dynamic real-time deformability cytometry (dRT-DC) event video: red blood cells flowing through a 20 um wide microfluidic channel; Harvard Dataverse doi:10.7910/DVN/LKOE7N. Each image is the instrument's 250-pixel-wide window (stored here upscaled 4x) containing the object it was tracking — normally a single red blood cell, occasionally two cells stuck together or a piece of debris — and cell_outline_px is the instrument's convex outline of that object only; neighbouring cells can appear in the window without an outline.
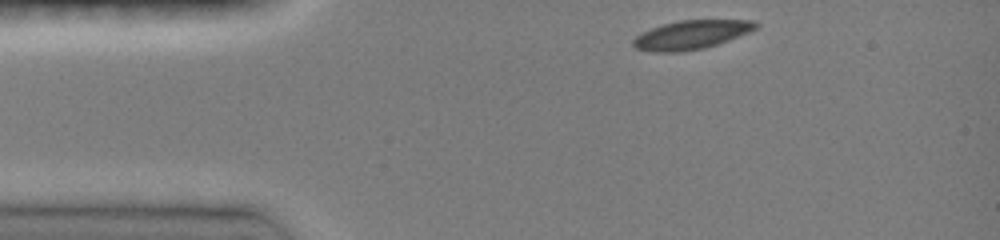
{"species": "common noctule bat (a hibernating species)", "species_latin": "Nyctalus noctula", "temperature_condition": "room temperature", "stored_images_in_passage": 6, "camera_frame_rate_fps": 3000, "um_per_image_px": 0.085, "animal": {"sex": "female", "body_mass_g": 19.0, "forearm_length_mm": 51.5}, "frame": {"image": 1, "passage_image": 1, "time_ms": 0.0, "image_size_px": [1000, 240], "cell_outline_px": [[760, 24], [756, 28], [748, 32], [728, 40], [704, 48], [684, 52], [648, 52], [636, 48], [632, 44], [632, 40], [640, 32], [664, 24], [680, 20], [756, 20]], "centroid_in_image_um": [58.73, 2.96], "position_along_channel_um": 26.3, "area_um2": 20.63}}
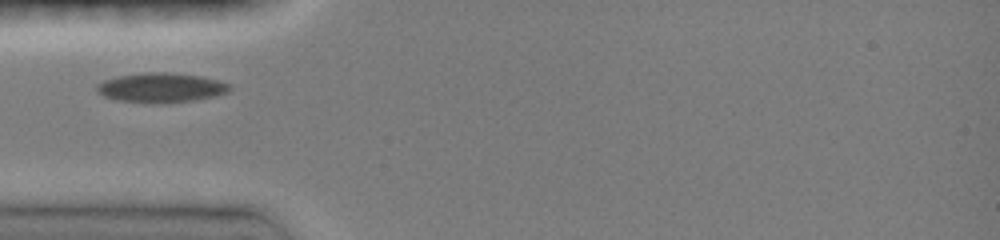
{"frame": {"image": 2, "passage_image": 5, "time_ms": 2.333, "image_size_px": [1000, 240], "cell_outline_px": [[232, 88], [228, 92], [216, 96], [192, 100], [160, 104], [116, 100], [104, 96], [96, 92], [96, 84], [104, 80], [116, 76], [144, 72], [168, 72], [200, 76], [216, 80], [228, 84]], "centroid_in_image_um": [13.64, 7.45], "position_along_channel_um": 71.4, "area_um2": 23.0}}